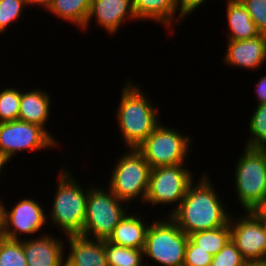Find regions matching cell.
Listing matches in <instances>:
<instances>
[{
  "label": "cell",
  "mask_w": 266,
  "mask_h": 266,
  "mask_svg": "<svg viewBox=\"0 0 266 266\" xmlns=\"http://www.w3.org/2000/svg\"><path fill=\"white\" fill-rule=\"evenodd\" d=\"M202 174L189 186L179 207L170 215L187 235L227 225L232 213L208 173Z\"/></svg>",
  "instance_id": "1"
},
{
  "label": "cell",
  "mask_w": 266,
  "mask_h": 266,
  "mask_svg": "<svg viewBox=\"0 0 266 266\" xmlns=\"http://www.w3.org/2000/svg\"><path fill=\"white\" fill-rule=\"evenodd\" d=\"M128 79L122 87L115 119L125 148L136 149L161 123L159 107L153 104L144 88ZM152 102V103H151ZM160 113V114H159Z\"/></svg>",
  "instance_id": "2"
},
{
  "label": "cell",
  "mask_w": 266,
  "mask_h": 266,
  "mask_svg": "<svg viewBox=\"0 0 266 266\" xmlns=\"http://www.w3.org/2000/svg\"><path fill=\"white\" fill-rule=\"evenodd\" d=\"M61 165V173L57 178V187L53 202L47 215L48 223L63 232V235H81L85 220L88 188H83L77 177L69 172L67 165ZM64 166V167H63ZM67 166V167H66Z\"/></svg>",
  "instance_id": "3"
},
{
  "label": "cell",
  "mask_w": 266,
  "mask_h": 266,
  "mask_svg": "<svg viewBox=\"0 0 266 266\" xmlns=\"http://www.w3.org/2000/svg\"><path fill=\"white\" fill-rule=\"evenodd\" d=\"M234 170V189L241 210L255 212L266 207V153L244 146Z\"/></svg>",
  "instance_id": "4"
},
{
  "label": "cell",
  "mask_w": 266,
  "mask_h": 266,
  "mask_svg": "<svg viewBox=\"0 0 266 266\" xmlns=\"http://www.w3.org/2000/svg\"><path fill=\"white\" fill-rule=\"evenodd\" d=\"M99 186L89 185L81 236L90 239L108 240L114 228L128 212L127 210L130 211V206L120 200L109 188Z\"/></svg>",
  "instance_id": "5"
},
{
  "label": "cell",
  "mask_w": 266,
  "mask_h": 266,
  "mask_svg": "<svg viewBox=\"0 0 266 266\" xmlns=\"http://www.w3.org/2000/svg\"><path fill=\"white\" fill-rule=\"evenodd\" d=\"M188 239L170 216L155 218L146 232L143 248L145 263L152 259V263L156 262L154 264L159 266H183Z\"/></svg>",
  "instance_id": "6"
},
{
  "label": "cell",
  "mask_w": 266,
  "mask_h": 266,
  "mask_svg": "<svg viewBox=\"0 0 266 266\" xmlns=\"http://www.w3.org/2000/svg\"><path fill=\"white\" fill-rule=\"evenodd\" d=\"M120 156L115 159L108 188L129 206L137 199L144 204L151 167L137 149L128 148Z\"/></svg>",
  "instance_id": "7"
},
{
  "label": "cell",
  "mask_w": 266,
  "mask_h": 266,
  "mask_svg": "<svg viewBox=\"0 0 266 266\" xmlns=\"http://www.w3.org/2000/svg\"><path fill=\"white\" fill-rule=\"evenodd\" d=\"M192 137V135L186 136L184 133H180L177 128H171L163 122L136 149L146 159L151 169L168 165L188 164V157L192 153L194 144L192 143Z\"/></svg>",
  "instance_id": "8"
},
{
  "label": "cell",
  "mask_w": 266,
  "mask_h": 266,
  "mask_svg": "<svg viewBox=\"0 0 266 266\" xmlns=\"http://www.w3.org/2000/svg\"><path fill=\"white\" fill-rule=\"evenodd\" d=\"M186 164L161 166L151 169L145 204L152 207L173 205L170 216L180 205L195 174ZM194 175V176H193Z\"/></svg>",
  "instance_id": "9"
},
{
  "label": "cell",
  "mask_w": 266,
  "mask_h": 266,
  "mask_svg": "<svg viewBox=\"0 0 266 266\" xmlns=\"http://www.w3.org/2000/svg\"><path fill=\"white\" fill-rule=\"evenodd\" d=\"M59 142L51 132L37 124L19 119L0 123V157L7 164L21 152L50 150L60 146Z\"/></svg>",
  "instance_id": "10"
},
{
  "label": "cell",
  "mask_w": 266,
  "mask_h": 266,
  "mask_svg": "<svg viewBox=\"0 0 266 266\" xmlns=\"http://www.w3.org/2000/svg\"><path fill=\"white\" fill-rule=\"evenodd\" d=\"M229 225L231 240L247 263L266 260V227L256 212L231 215Z\"/></svg>",
  "instance_id": "11"
},
{
  "label": "cell",
  "mask_w": 266,
  "mask_h": 266,
  "mask_svg": "<svg viewBox=\"0 0 266 266\" xmlns=\"http://www.w3.org/2000/svg\"><path fill=\"white\" fill-rule=\"evenodd\" d=\"M6 211V236L11 240L21 241L23 236L40 234L44 226L48 224V218L44 207L32 197L20 199ZM27 235V236H26ZM23 237V238H21Z\"/></svg>",
  "instance_id": "12"
},
{
  "label": "cell",
  "mask_w": 266,
  "mask_h": 266,
  "mask_svg": "<svg viewBox=\"0 0 266 266\" xmlns=\"http://www.w3.org/2000/svg\"><path fill=\"white\" fill-rule=\"evenodd\" d=\"M111 36L119 34L126 21H139L134 11L133 0H92L90 11L81 32L89 30L91 21ZM86 29V30H85Z\"/></svg>",
  "instance_id": "13"
},
{
  "label": "cell",
  "mask_w": 266,
  "mask_h": 266,
  "mask_svg": "<svg viewBox=\"0 0 266 266\" xmlns=\"http://www.w3.org/2000/svg\"><path fill=\"white\" fill-rule=\"evenodd\" d=\"M224 64L230 68L261 69L266 63V35H258L246 40H227Z\"/></svg>",
  "instance_id": "14"
},
{
  "label": "cell",
  "mask_w": 266,
  "mask_h": 266,
  "mask_svg": "<svg viewBox=\"0 0 266 266\" xmlns=\"http://www.w3.org/2000/svg\"><path fill=\"white\" fill-rule=\"evenodd\" d=\"M44 233V234H43ZM37 238L34 236L21 240L28 266H61L65 259V240L43 232ZM66 253V254H65Z\"/></svg>",
  "instance_id": "15"
},
{
  "label": "cell",
  "mask_w": 266,
  "mask_h": 266,
  "mask_svg": "<svg viewBox=\"0 0 266 266\" xmlns=\"http://www.w3.org/2000/svg\"><path fill=\"white\" fill-rule=\"evenodd\" d=\"M133 7L139 21L157 22L169 34L176 32L178 23L185 21L179 15L178 0H133Z\"/></svg>",
  "instance_id": "16"
},
{
  "label": "cell",
  "mask_w": 266,
  "mask_h": 266,
  "mask_svg": "<svg viewBox=\"0 0 266 266\" xmlns=\"http://www.w3.org/2000/svg\"><path fill=\"white\" fill-rule=\"evenodd\" d=\"M69 250L65 259L74 266H109L106 260L105 240L81 235L66 236Z\"/></svg>",
  "instance_id": "17"
},
{
  "label": "cell",
  "mask_w": 266,
  "mask_h": 266,
  "mask_svg": "<svg viewBox=\"0 0 266 266\" xmlns=\"http://www.w3.org/2000/svg\"><path fill=\"white\" fill-rule=\"evenodd\" d=\"M140 211L125 214L118 225L114 228L108 241L119 246L128 248L143 249L148 226L144 215ZM143 217V218H142Z\"/></svg>",
  "instance_id": "18"
},
{
  "label": "cell",
  "mask_w": 266,
  "mask_h": 266,
  "mask_svg": "<svg viewBox=\"0 0 266 266\" xmlns=\"http://www.w3.org/2000/svg\"><path fill=\"white\" fill-rule=\"evenodd\" d=\"M21 90L18 119L46 128L51 116V96L43 89Z\"/></svg>",
  "instance_id": "19"
},
{
  "label": "cell",
  "mask_w": 266,
  "mask_h": 266,
  "mask_svg": "<svg viewBox=\"0 0 266 266\" xmlns=\"http://www.w3.org/2000/svg\"><path fill=\"white\" fill-rule=\"evenodd\" d=\"M227 40H246L260 35L240 0H226Z\"/></svg>",
  "instance_id": "20"
},
{
  "label": "cell",
  "mask_w": 266,
  "mask_h": 266,
  "mask_svg": "<svg viewBox=\"0 0 266 266\" xmlns=\"http://www.w3.org/2000/svg\"><path fill=\"white\" fill-rule=\"evenodd\" d=\"M92 0H53L47 10L63 22L76 25L81 31L87 20Z\"/></svg>",
  "instance_id": "21"
},
{
  "label": "cell",
  "mask_w": 266,
  "mask_h": 266,
  "mask_svg": "<svg viewBox=\"0 0 266 266\" xmlns=\"http://www.w3.org/2000/svg\"><path fill=\"white\" fill-rule=\"evenodd\" d=\"M188 238L201 249L211 255L218 254L231 239L229 223L210 230L198 231L188 235Z\"/></svg>",
  "instance_id": "22"
},
{
  "label": "cell",
  "mask_w": 266,
  "mask_h": 266,
  "mask_svg": "<svg viewBox=\"0 0 266 266\" xmlns=\"http://www.w3.org/2000/svg\"><path fill=\"white\" fill-rule=\"evenodd\" d=\"M105 253L109 266H150L144 264L143 249L119 246L105 240Z\"/></svg>",
  "instance_id": "23"
},
{
  "label": "cell",
  "mask_w": 266,
  "mask_h": 266,
  "mask_svg": "<svg viewBox=\"0 0 266 266\" xmlns=\"http://www.w3.org/2000/svg\"><path fill=\"white\" fill-rule=\"evenodd\" d=\"M250 117L248 122L250 134L245 146L263 148L266 145V103L256 105Z\"/></svg>",
  "instance_id": "24"
},
{
  "label": "cell",
  "mask_w": 266,
  "mask_h": 266,
  "mask_svg": "<svg viewBox=\"0 0 266 266\" xmlns=\"http://www.w3.org/2000/svg\"><path fill=\"white\" fill-rule=\"evenodd\" d=\"M21 89L10 85L0 90V123L18 120Z\"/></svg>",
  "instance_id": "25"
},
{
  "label": "cell",
  "mask_w": 266,
  "mask_h": 266,
  "mask_svg": "<svg viewBox=\"0 0 266 266\" xmlns=\"http://www.w3.org/2000/svg\"><path fill=\"white\" fill-rule=\"evenodd\" d=\"M0 266H28L21 241L7 238L0 242Z\"/></svg>",
  "instance_id": "26"
},
{
  "label": "cell",
  "mask_w": 266,
  "mask_h": 266,
  "mask_svg": "<svg viewBox=\"0 0 266 266\" xmlns=\"http://www.w3.org/2000/svg\"><path fill=\"white\" fill-rule=\"evenodd\" d=\"M27 7L26 0H0V33L8 30L13 23L20 21ZM24 9V10H23Z\"/></svg>",
  "instance_id": "27"
},
{
  "label": "cell",
  "mask_w": 266,
  "mask_h": 266,
  "mask_svg": "<svg viewBox=\"0 0 266 266\" xmlns=\"http://www.w3.org/2000/svg\"><path fill=\"white\" fill-rule=\"evenodd\" d=\"M235 243L230 239L223 249L213 256L211 266H247Z\"/></svg>",
  "instance_id": "28"
},
{
  "label": "cell",
  "mask_w": 266,
  "mask_h": 266,
  "mask_svg": "<svg viewBox=\"0 0 266 266\" xmlns=\"http://www.w3.org/2000/svg\"><path fill=\"white\" fill-rule=\"evenodd\" d=\"M250 14L258 31L266 35V0H240Z\"/></svg>",
  "instance_id": "29"
},
{
  "label": "cell",
  "mask_w": 266,
  "mask_h": 266,
  "mask_svg": "<svg viewBox=\"0 0 266 266\" xmlns=\"http://www.w3.org/2000/svg\"><path fill=\"white\" fill-rule=\"evenodd\" d=\"M213 255L188 239L183 266H211Z\"/></svg>",
  "instance_id": "30"
},
{
  "label": "cell",
  "mask_w": 266,
  "mask_h": 266,
  "mask_svg": "<svg viewBox=\"0 0 266 266\" xmlns=\"http://www.w3.org/2000/svg\"><path fill=\"white\" fill-rule=\"evenodd\" d=\"M209 0H178L179 15L184 19L191 16V14L197 10L201 5L205 4Z\"/></svg>",
  "instance_id": "31"
},
{
  "label": "cell",
  "mask_w": 266,
  "mask_h": 266,
  "mask_svg": "<svg viewBox=\"0 0 266 266\" xmlns=\"http://www.w3.org/2000/svg\"><path fill=\"white\" fill-rule=\"evenodd\" d=\"M260 78L254 87L257 105L266 103V74H263Z\"/></svg>",
  "instance_id": "32"
},
{
  "label": "cell",
  "mask_w": 266,
  "mask_h": 266,
  "mask_svg": "<svg viewBox=\"0 0 266 266\" xmlns=\"http://www.w3.org/2000/svg\"><path fill=\"white\" fill-rule=\"evenodd\" d=\"M0 195V242L7 239L6 236V211L5 203Z\"/></svg>",
  "instance_id": "33"
},
{
  "label": "cell",
  "mask_w": 266,
  "mask_h": 266,
  "mask_svg": "<svg viewBox=\"0 0 266 266\" xmlns=\"http://www.w3.org/2000/svg\"><path fill=\"white\" fill-rule=\"evenodd\" d=\"M53 0H26L27 8L28 6H39L41 9H44L45 12L49 9L51 6Z\"/></svg>",
  "instance_id": "34"
},
{
  "label": "cell",
  "mask_w": 266,
  "mask_h": 266,
  "mask_svg": "<svg viewBox=\"0 0 266 266\" xmlns=\"http://www.w3.org/2000/svg\"><path fill=\"white\" fill-rule=\"evenodd\" d=\"M263 220L265 227H266V207L261 208L257 211H255Z\"/></svg>",
  "instance_id": "35"
},
{
  "label": "cell",
  "mask_w": 266,
  "mask_h": 266,
  "mask_svg": "<svg viewBox=\"0 0 266 266\" xmlns=\"http://www.w3.org/2000/svg\"><path fill=\"white\" fill-rule=\"evenodd\" d=\"M247 266H266V260L248 263Z\"/></svg>",
  "instance_id": "36"
},
{
  "label": "cell",
  "mask_w": 266,
  "mask_h": 266,
  "mask_svg": "<svg viewBox=\"0 0 266 266\" xmlns=\"http://www.w3.org/2000/svg\"><path fill=\"white\" fill-rule=\"evenodd\" d=\"M7 165V163L0 157V176H1V174L3 173L2 171H4L5 170V168L4 167H8V166H6ZM1 178V177H0Z\"/></svg>",
  "instance_id": "37"
},
{
  "label": "cell",
  "mask_w": 266,
  "mask_h": 266,
  "mask_svg": "<svg viewBox=\"0 0 266 266\" xmlns=\"http://www.w3.org/2000/svg\"><path fill=\"white\" fill-rule=\"evenodd\" d=\"M61 266H74V265H72V264L69 263L66 259H64V260L62 261Z\"/></svg>",
  "instance_id": "38"
},
{
  "label": "cell",
  "mask_w": 266,
  "mask_h": 266,
  "mask_svg": "<svg viewBox=\"0 0 266 266\" xmlns=\"http://www.w3.org/2000/svg\"><path fill=\"white\" fill-rule=\"evenodd\" d=\"M264 151H265V153H266V145L262 148Z\"/></svg>",
  "instance_id": "39"
}]
</instances>
